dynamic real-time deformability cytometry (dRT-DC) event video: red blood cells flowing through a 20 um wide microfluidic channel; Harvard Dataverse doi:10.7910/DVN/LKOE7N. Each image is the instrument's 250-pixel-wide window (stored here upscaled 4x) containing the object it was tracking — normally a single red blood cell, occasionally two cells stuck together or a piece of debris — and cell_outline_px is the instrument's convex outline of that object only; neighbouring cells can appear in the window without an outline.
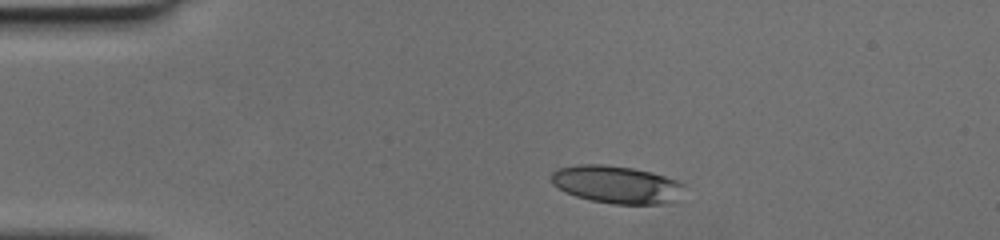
{"species": "human", "species_latin": "Homo sapiens", "temperature_condition": "cold", "stored_images_in_passage": 8, "camera_frame_rate_fps": 3000, "um_per_image_px": 0.085, "donor": {"sex": "female"}, "frame": {"image": 1, "passage_image": 1, "time_ms": 0.0, "image_size_px": [1000, 240], "cell_outline_px": [[684, 184], [668, 204], [612, 204], [588, 200], [564, 192], [552, 184], [552, 172], [560, 168], [580, 164], [600, 164], [632, 168], [652, 172], [676, 180]], "centroid_in_image_um": [52.33, 15.68], "position_along_channel_um": 32.7, "area_um2": 28.78}}
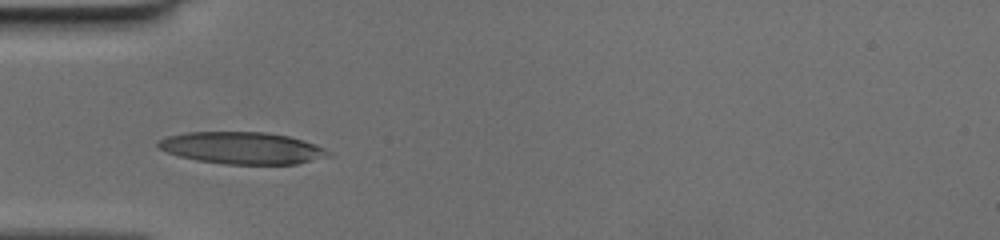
{"frame": {"image": 2, "passage_image": 7, "time_ms": 2.0, "image_size_px": [1000, 240], "cell_outline_px": [[332, 156], [296, 164], [224, 164], [196, 160], [180, 156], [156, 148], [156, 144], [160, 140], [168, 136], [188, 132], [268, 132], [288, 136], [316, 144], [332, 152]], "centroid_in_image_um": [20.61, 12.58], "position_along_channel_um": 64.4, "area_um2": 31.79}}